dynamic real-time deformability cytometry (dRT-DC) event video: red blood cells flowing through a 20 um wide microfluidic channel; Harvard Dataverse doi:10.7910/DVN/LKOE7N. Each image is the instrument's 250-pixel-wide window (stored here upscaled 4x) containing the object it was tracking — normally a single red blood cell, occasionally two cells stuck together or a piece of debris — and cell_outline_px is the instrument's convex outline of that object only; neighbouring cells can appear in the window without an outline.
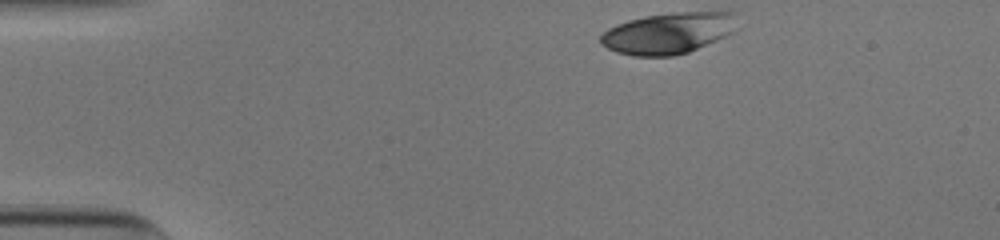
{"species": "human", "species_latin": "Homo sapiens", "temperature_condition": "cold", "stored_images_in_passage": 33, "camera_frame_rate_fps": 3000, "um_per_image_px": 0.085, "donor": {"sex": "male"}, "frame": {"image": 1, "passage_image": 1, "time_ms": 0.0, "image_size_px": [1000, 240], "cell_outline_px": [[696, 44], [692, 48], [684, 52], [624, 52], [612, 48], [604, 40], [604, 36], [608, 32], [624, 24], [636, 20], [656, 16], [680, 16]], "centroid_in_image_um": [55.39, 3.04], "position_along_channel_um": 29.6, "area_um2": 18.67}}
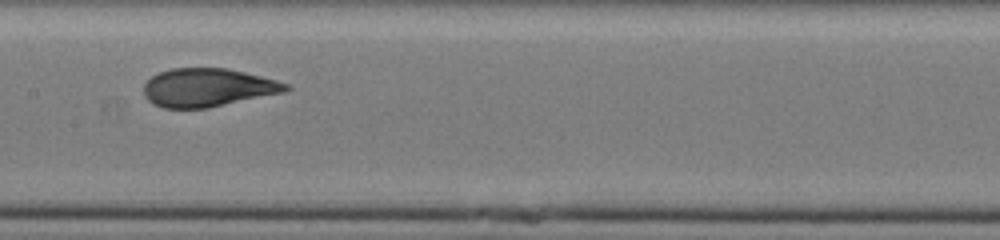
{"frame": {"image": 2, "passage_image": 19, "time_ms": 6.0, "image_size_px": [1000, 240], "cell_outline_px": [[284, 88], [268, 92], [216, 104], [196, 108], [172, 108], [160, 104], [152, 100], [148, 92], [148, 84], [156, 76], [164, 72], [184, 68], [212, 68], [236, 72], [268, 80], [280, 84]], "centroid_in_image_um": [17.44, 7.42], "position_along_channel_um": 190.0, "area_um2": 27.05}}
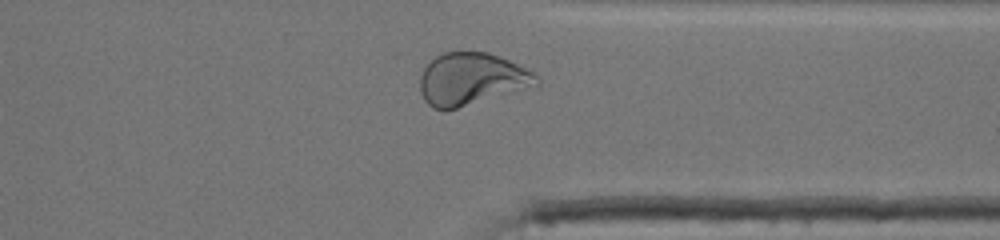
{"frame": {"image": 3, "passage_image": 33, "time_ms": 10.667, "image_size_px": [1000, 240], "cell_outline_px": [[516, 68], [512, 72], [460, 104], [452, 108], [440, 108], [432, 104], [428, 100], [428, 68], [436, 60], [452, 52], [480, 52], [504, 60], [512, 64]], "centroid_in_image_um": [39.4, 6.54], "position_along_channel_um": 372.0, "area_um2": 23.76}, "authors_computed_cell_mechanics": {"area_um2": 25.2008, "velocity_mm_per_s": 3.9011, "shape_relaxation_time_tau1_ms": null, "shape_relaxation_time_tau2_ms": 0.9468, "deformation_change_tau1": null, "deformation_change_tau2": 0.0831}}